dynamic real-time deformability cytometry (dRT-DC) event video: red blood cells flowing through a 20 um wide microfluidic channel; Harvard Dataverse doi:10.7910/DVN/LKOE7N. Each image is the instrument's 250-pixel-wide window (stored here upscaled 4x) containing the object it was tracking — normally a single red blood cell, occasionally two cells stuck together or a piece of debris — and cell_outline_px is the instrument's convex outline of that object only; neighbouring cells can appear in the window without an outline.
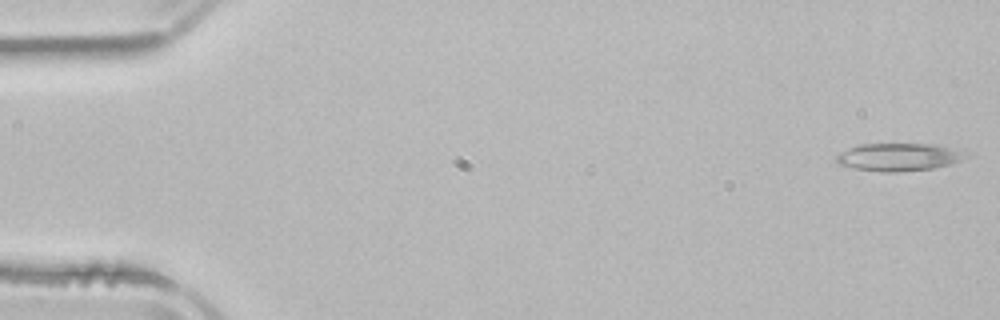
{"species": "common noctule bat (a hibernating species)", "species_latin": "Nyctalus noctula", "temperature_condition": "room temperature", "stored_images_in_passage": 4, "camera_frame_rate_fps": 3000, "um_per_image_px": 0.085, "animal": {"sex": "male", "body_mass_g": 21.5, "forearm_length_mm": 52.0}, "frame": {"image": 1, "passage_image": 1, "time_ms": 0.0, "image_size_px": [1000, 320], "cell_outline_px": [[968, 156], [960, 160], [948, 164], [932, 168], [900, 172], [880, 172], [856, 168], [836, 164], [836, 152], [860, 144], [932, 144], [948, 148]], "centroid_in_image_um": [76.24, 13.35], "position_along_channel_um": 8.8, "area_um2": 20.58}}
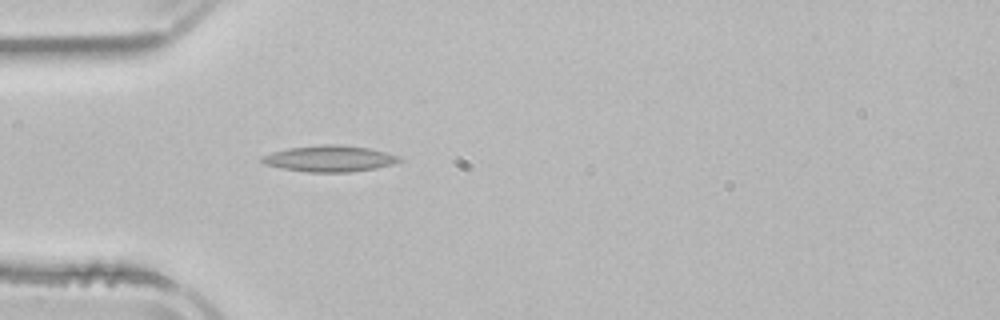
{"frame": {"image": 2, "passage_image": 4, "time_ms": 4.667, "image_size_px": [1000, 320], "cell_outline_px": [[400, 160], [392, 164], [372, 168], [348, 172], [308, 172], [284, 168], [264, 164], [260, 160], [260, 156], [272, 152], [288, 148], [320, 144], [340, 144], [368, 148], [400, 156]], "centroid_in_image_um": [27.95, 13.47], "position_along_channel_um": 57.1, "area_um2": 20.75}}